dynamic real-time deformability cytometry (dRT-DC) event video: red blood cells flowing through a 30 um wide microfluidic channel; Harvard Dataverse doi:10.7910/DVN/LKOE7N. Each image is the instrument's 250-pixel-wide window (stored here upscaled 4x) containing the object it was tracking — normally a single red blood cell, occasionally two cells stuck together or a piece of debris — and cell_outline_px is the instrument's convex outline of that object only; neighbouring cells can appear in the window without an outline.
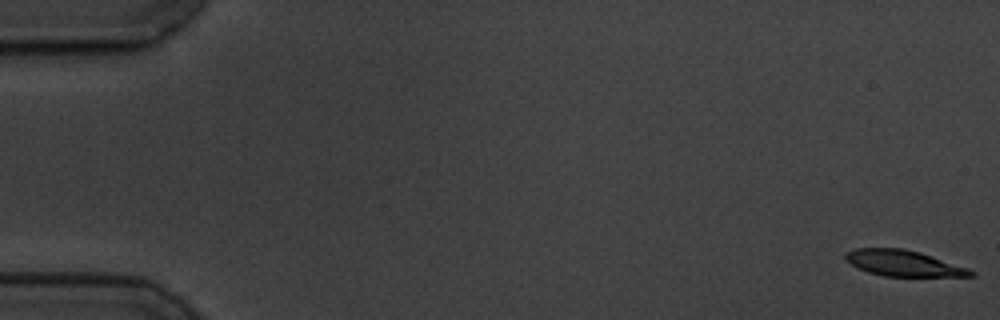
{"species": "common noctule bat (a hibernating species)", "species_latin": "Nyctalus noctula", "temperature_condition": "cold", "stored_images_in_passage": 56, "camera_frame_rate_fps": 3000, "um_per_image_px": 0.085, "animal": {"sex": "male", "body_mass_g": 19.5, "forearm_length_mm": 54.6}, "frame": {"image": 1, "passage_image": 1, "time_ms": 0.0, "image_size_px": [1000, 320], "cell_outline_px": [[976, 276], [884, 276], [868, 272], [856, 268], [844, 260], [844, 252], [856, 248], [904, 248], [920, 252], [968, 268], [976, 272]], "centroid_in_image_um": [76.74, 22.37], "position_along_channel_um": 8.3, "area_um2": 19.07}}
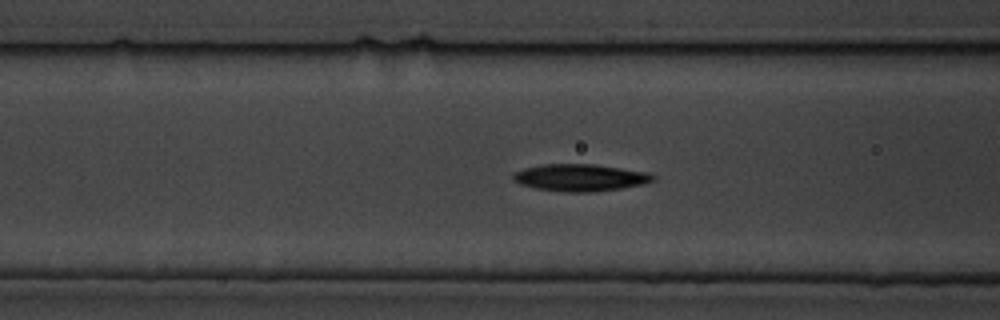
{"frame": {"image": 2, "passage_image": 23, "time_ms": 7.333, "image_size_px": [1000, 320], "cell_outline_px": [[656, 180], [644, 184], [596, 192], [564, 192], [536, 188], [520, 184], [512, 180], [512, 176], [516, 172], [524, 168], [544, 164], [596, 164], [648, 172], [656, 176]], "centroid_in_image_um": [49.35, 15.1], "position_along_channel_um": 117.2, "area_um2": 22.2}}
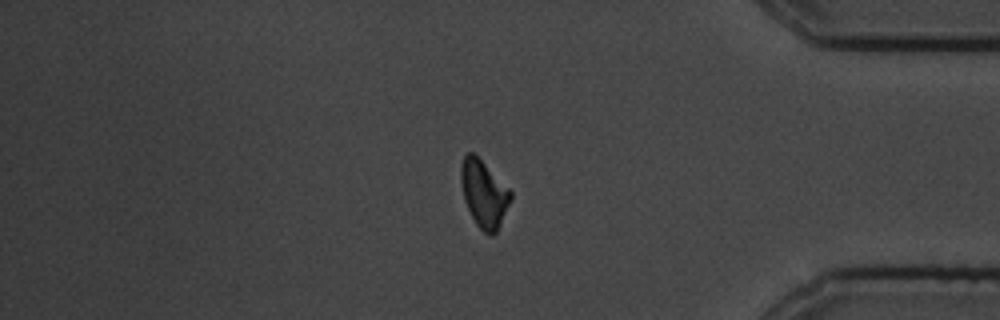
{"frame": {"image": 3, "passage_image": 49, "time_ms": 16.0, "image_size_px": [1000, 320], "cell_outline_px": [[512, 196], [500, 224], [496, 232], [492, 236], [484, 232], [476, 224], [464, 200], [460, 180], [460, 168], [464, 156], [468, 152], [472, 152], [512, 192]], "centroid_in_image_um": [41.11, 16.48], "position_along_channel_um": 394.1, "area_um2": 18.9}}